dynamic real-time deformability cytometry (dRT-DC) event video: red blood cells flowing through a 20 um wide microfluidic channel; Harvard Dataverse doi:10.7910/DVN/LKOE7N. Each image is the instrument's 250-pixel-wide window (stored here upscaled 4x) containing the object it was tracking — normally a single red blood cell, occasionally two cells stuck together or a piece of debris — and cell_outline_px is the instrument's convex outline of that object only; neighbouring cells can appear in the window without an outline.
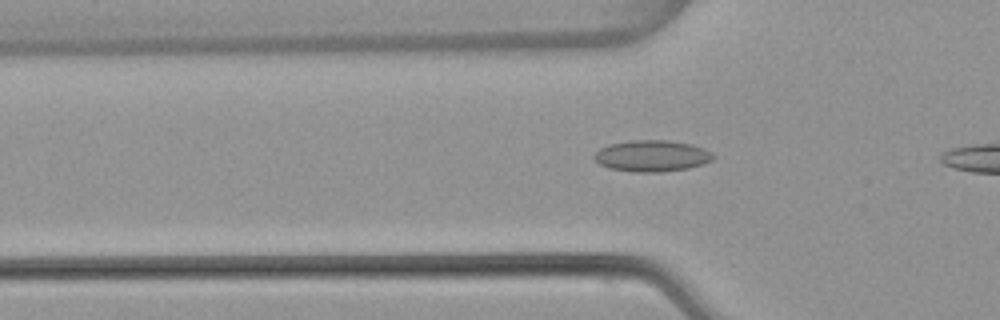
{"species": "common noctule bat (a hibernating species)", "species_latin": "Nyctalus noctula", "temperature_condition": "warm", "stored_images_in_passage": 27, "camera_frame_rate_fps": 3000, "um_per_image_px": 0.085, "animal": {"sex": "female", "body_mass_g": 22.7, "forearm_length_mm": 54.2}, "frame": {"image": 1, "passage_image": 8, "time_ms": 2.333, "image_size_px": [1000, 320], "cell_outline_px": [[716, 156], [712, 160], [704, 164], [688, 168], [660, 172], [636, 172], [608, 168], [600, 164], [592, 156], [600, 148], [608, 144], [632, 140], [668, 140], [692, 144], [704, 148], [712, 152]], "centroid_in_image_um": [55.43, 13.24], "position_along_channel_um": 70.4, "area_um2": 21.91}}
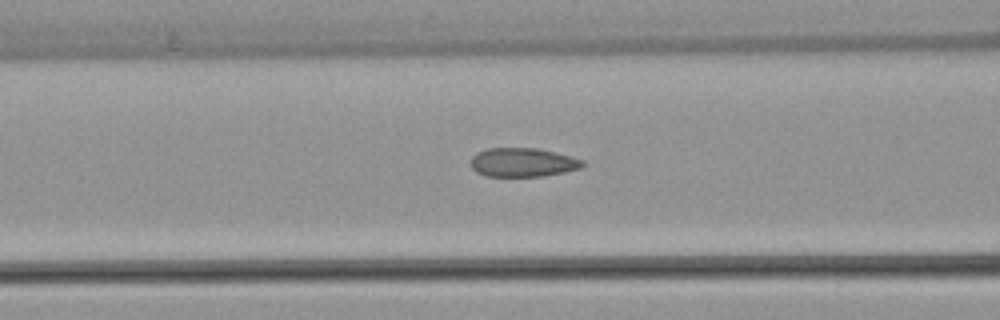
{"frame": {"image": 2, "passage_image": 12, "time_ms": 3.667, "image_size_px": [1000, 320], "cell_outline_px": [[584, 164], [580, 168], [564, 172], [540, 176], [484, 176], [476, 172], [472, 168], [472, 156], [476, 152], [488, 148], [536, 148], [556, 152], [584, 160]], "centroid_in_image_um": [44.42, 13.79], "position_along_channel_um": 122.2, "area_um2": 18.79}}
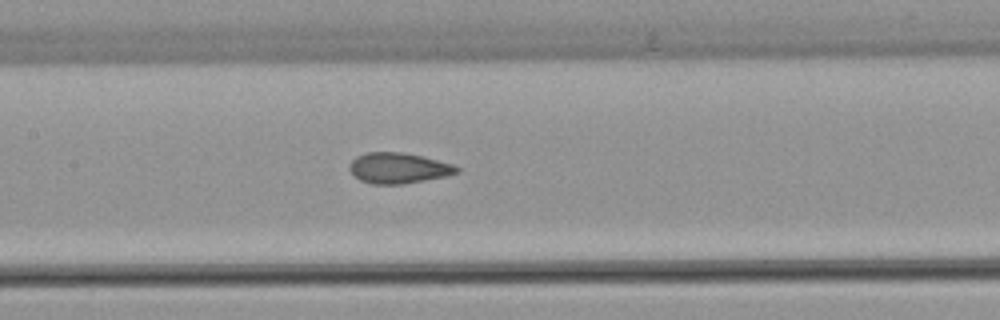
{"frame": {"image": 3, "passage_image": 16, "time_ms": 5.0, "image_size_px": [1000, 320], "cell_outline_px": [[460, 172], [444, 176], [404, 184], [372, 184], [360, 180], [348, 168], [348, 164], [356, 156], [368, 152], [404, 152], [452, 164], [460, 168]], "centroid_in_image_um": [33.84, 14.28], "position_along_channel_um": 173.6, "area_um2": 19.02}}